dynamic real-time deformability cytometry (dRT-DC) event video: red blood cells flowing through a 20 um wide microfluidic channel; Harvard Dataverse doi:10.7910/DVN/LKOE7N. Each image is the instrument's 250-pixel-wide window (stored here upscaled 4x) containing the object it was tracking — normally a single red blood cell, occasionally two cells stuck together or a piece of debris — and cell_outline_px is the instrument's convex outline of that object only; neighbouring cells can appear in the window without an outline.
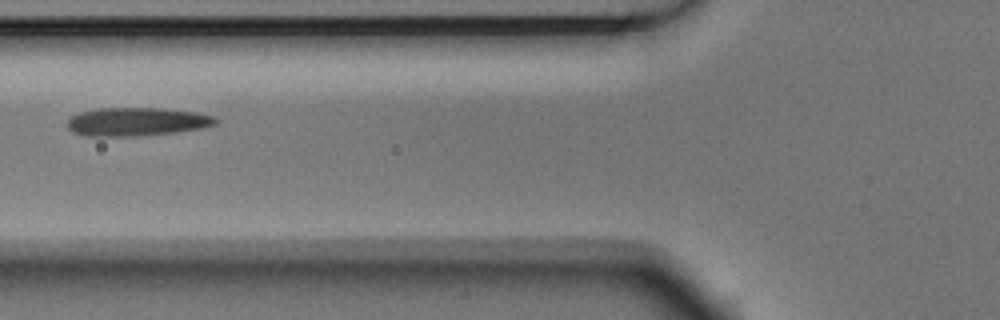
{"species": "Egyptian fruit bat (a non-hibernating species)", "species_latin": "Rousettus aegyptiacus", "temperature_condition": "room temperature", "stored_images_in_passage": 11, "segment_of_instrument_passage": [1, 2], "camera_frame_rate_fps": 3000, "um_per_image_px": 0.085, "animal": {"sex": "male"}, "frame": {"image": 1, "passage_image": 2, "time_ms": 0.333, "image_size_px": [1000, 320], "cell_outline_px": [[220, 120], [216, 124], [204, 128], [176, 132], [136, 136], [84, 136], [72, 132], [68, 128], [68, 120], [72, 116], [80, 112], [100, 108], [164, 108], [196, 112], [216, 116]], "centroid_in_image_um": [11.67, 10.35], "position_along_channel_um": 114.1, "area_um2": 24.8}}
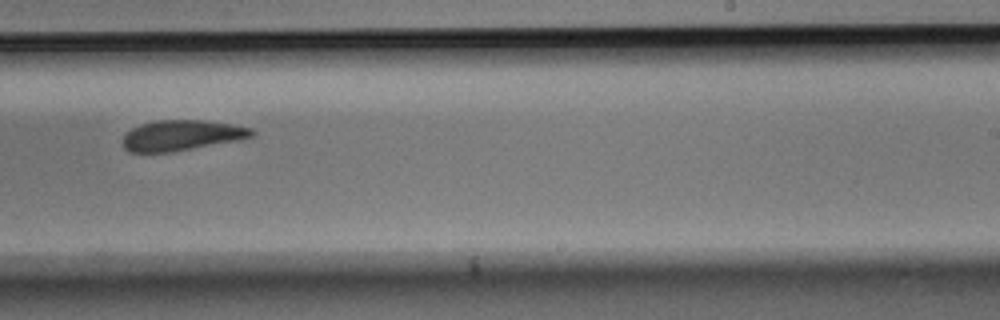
{"frame": {"image": 2, "passage_image": 6, "time_ms": 1.667, "image_size_px": [1000, 320], "cell_outline_px": [[256, 132], [252, 136], [240, 140], [172, 152], [128, 152], [124, 148], [120, 140], [132, 128], [140, 124], [156, 120], [204, 120], [232, 124], [252, 128]], "centroid_in_image_um": [15.43, 11.51], "position_along_channel_um": 273.6, "area_um2": 23.12}}
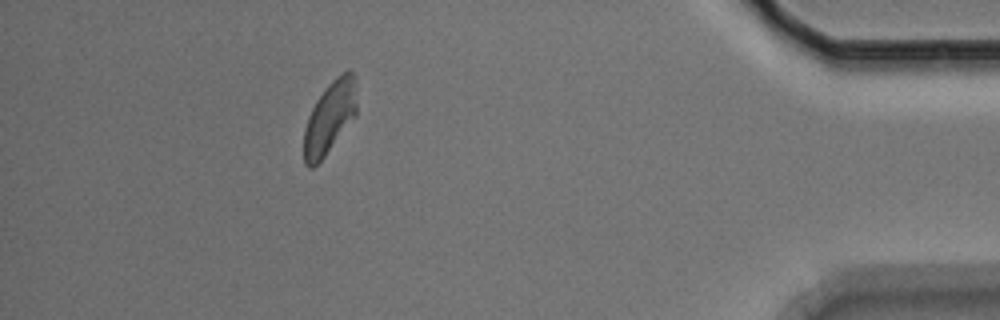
{"frame": {"image": 3, "passage_image": 10, "time_ms": 3.0, "image_size_px": [1000, 320], "cell_outline_px": [[356, 116], [324, 156], [312, 168], [308, 168], [304, 164], [304, 128], [308, 116], [316, 100], [328, 84], [336, 76], [348, 68], [356, 76]], "centroid_in_image_um": [28.03, 9.94], "position_along_channel_um": 407.2, "area_um2": 22.37}}